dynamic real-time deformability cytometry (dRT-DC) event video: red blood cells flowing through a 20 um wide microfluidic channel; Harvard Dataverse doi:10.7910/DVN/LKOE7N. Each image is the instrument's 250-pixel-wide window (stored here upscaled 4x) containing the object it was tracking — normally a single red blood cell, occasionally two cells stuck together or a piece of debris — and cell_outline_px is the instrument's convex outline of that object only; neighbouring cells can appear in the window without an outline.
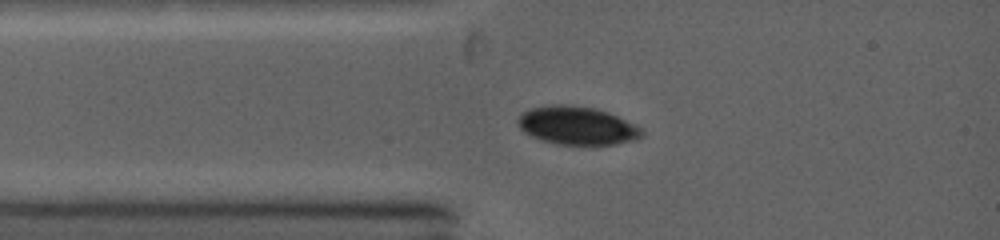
{"species": "common noctule bat (a hibernating species)", "species_latin": "Nyctalus noctula", "temperature_condition": "warm", "stored_images_in_passage": 8, "camera_frame_rate_fps": 5000, "um_per_image_px": 0.085, "animal": {"sex": "female", "body_mass_g": 19.0, "forearm_length_mm": 53.3}, "frame": {"image": 1, "passage_image": 4, "time_ms": 1.4, "image_size_px": [1000, 240], "cell_outline_px": [[644, 136], [636, 140], [616, 144], [560, 144], [540, 140], [524, 132], [520, 128], [516, 120], [528, 108], [552, 104], [564, 104], [596, 108], [608, 112], [636, 124], [644, 128]], "centroid_in_image_um": [49.09, 10.67], "position_along_channel_um": 35.9, "area_um2": 27.86}}